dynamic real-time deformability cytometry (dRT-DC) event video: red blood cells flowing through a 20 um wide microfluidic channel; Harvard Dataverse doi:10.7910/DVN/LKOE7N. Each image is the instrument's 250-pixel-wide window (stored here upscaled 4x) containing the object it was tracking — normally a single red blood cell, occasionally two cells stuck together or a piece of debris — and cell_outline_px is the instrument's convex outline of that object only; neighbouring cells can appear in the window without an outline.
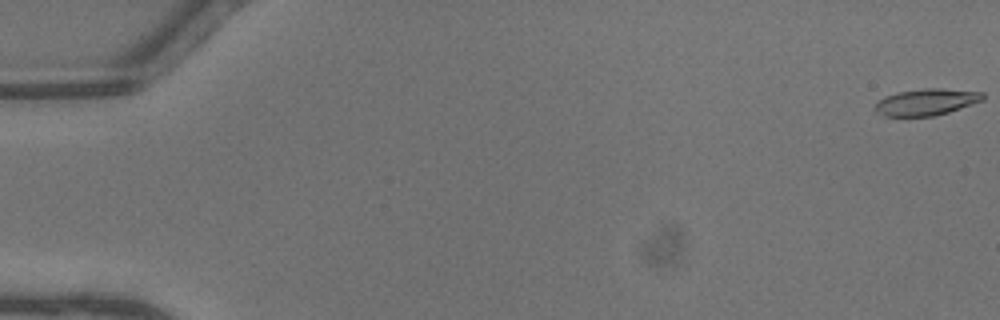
{"species": "common noctule bat (a hibernating species)", "species_latin": "Nyctalus noctula", "temperature_condition": "warm", "stored_images_in_passage": 16, "camera_frame_rate_fps": 3000, "um_per_image_px": 0.085, "animal": {"sex": "male", "body_mass_g": 13.3}, "frame": {"image": 1, "passage_image": 1, "time_ms": 0.0, "image_size_px": [1000, 320], "cell_outline_px": [[984, 100], [936, 116], [884, 116], [876, 112], [872, 108], [884, 96], [900, 92], [924, 88], [944, 88], [984, 92]], "centroid_in_image_um": [78.75, 8.67], "position_along_channel_um": 6.3, "area_um2": 16.76}}
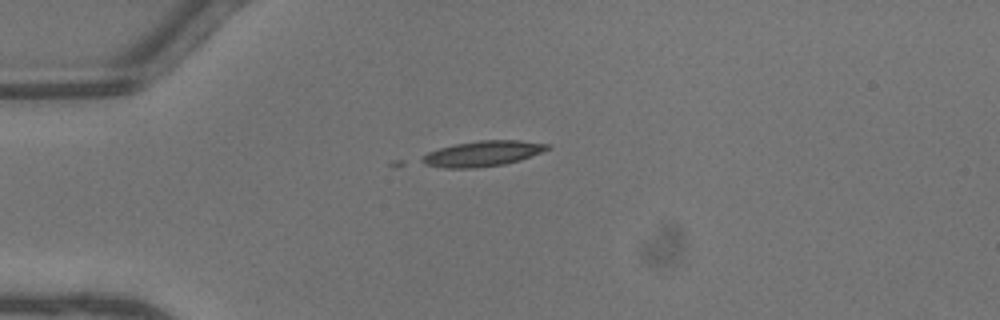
{"frame": {"image": 2, "passage_image": 13, "time_ms": 4.0, "image_size_px": [1000, 320], "cell_outline_px": [[552, 148], [520, 160], [504, 164], [476, 168], [444, 168], [424, 164], [416, 160], [428, 152], [440, 148], [456, 144], [480, 140], [520, 140], [548, 144]], "centroid_in_image_um": [40.99, 13.06], "position_along_channel_um": 44.0, "area_um2": 18.67}}